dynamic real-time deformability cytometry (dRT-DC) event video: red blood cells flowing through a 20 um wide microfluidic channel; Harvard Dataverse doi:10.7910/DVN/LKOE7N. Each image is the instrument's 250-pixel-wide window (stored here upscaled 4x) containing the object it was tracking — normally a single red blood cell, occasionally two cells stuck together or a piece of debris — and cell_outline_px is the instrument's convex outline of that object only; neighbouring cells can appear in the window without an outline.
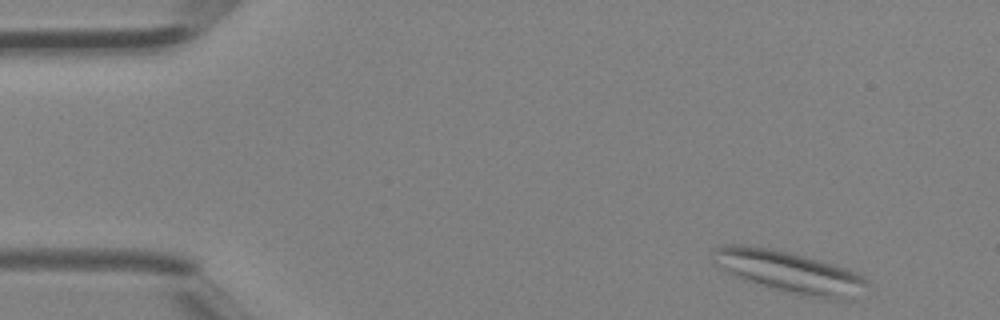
{"species": "Egyptian fruit bat (a non-hibernating species)", "species_latin": "Rousettus aegyptiacus", "temperature_condition": "room temperature", "stored_images_in_passage": 40, "camera_frame_rate_fps": 3000, "um_per_image_px": 0.085, "animal": {"sex": "female"}, "frame": {"image": 1, "passage_image": 1, "time_ms": 0.0, "image_size_px": [1000, 320], "cell_outline_px": [[868, 284], [852, 300], [824, 300], [744, 280], [724, 272], [712, 260], [712, 252], [716, 248], [724, 244], [744, 244], [772, 248], [836, 264], [848, 268], [864, 276], [868, 280]], "centroid_in_image_um": [67.11, 23.1], "position_along_channel_um": 17.9, "area_um2": 37.63}}
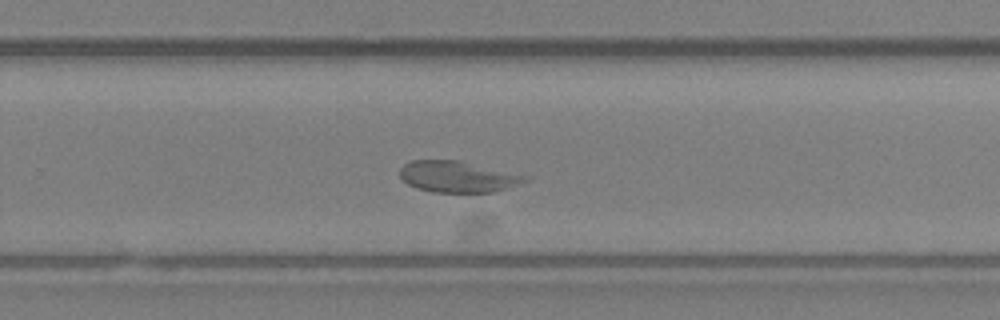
{"frame": {"image": 2, "passage_image": 25, "time_ms": 8.0, "image_size_px": [1000, 320], "cell_outline_px": [[532, 176], [528, 180], [492, 192], [432, 192], [416, 188], [408, 184], [400, 176], [400, 168], [404, 164], [412, 160], [460, 160]], "centroid_in_image_um": [38.91, 15.0], "position_along_channel_um": 290.9, "area_um2": 22.83}}
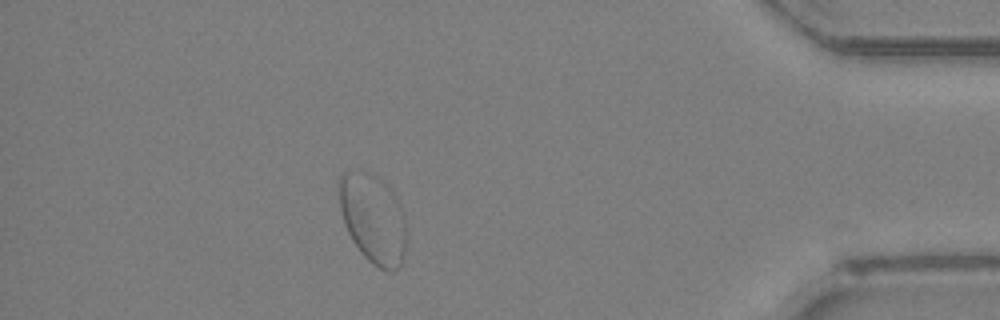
{"frame": {"image": 3, "passage_image": 35, "time_ms": 11.333, "image_size_px": [1000, 320], "cell_outline_px": [[404, 252], [400, 264], [392, 272], [388, 272], [372, 264], [360, 252], [352, 240], [344, 224], [340, 208], [336, 184], [336, 180], [344, 172], [372, 172], [388, 184], [396, 196], [400, 204], [404, 220]], "centroid_in_image_um": [31.66, 18.54], "position_along_channel_um": 403.5, "area_um2": 35.26}}